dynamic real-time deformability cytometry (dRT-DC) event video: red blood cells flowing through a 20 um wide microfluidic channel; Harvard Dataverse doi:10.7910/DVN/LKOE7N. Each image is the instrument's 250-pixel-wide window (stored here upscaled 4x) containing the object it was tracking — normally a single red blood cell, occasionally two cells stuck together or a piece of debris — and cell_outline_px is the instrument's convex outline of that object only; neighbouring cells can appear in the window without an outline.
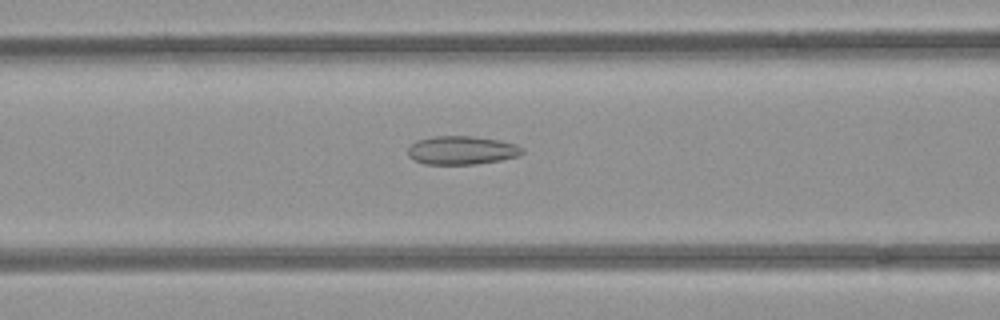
{"species": "common noctule bat (a hibernating species)", "species_latin": "Nyctalus noctula", "temperature_condition": "room temperature", "stored_images_in_passage": 53, "camera_frame_rate_fps": 3000, "um_per_image_px": 0.085, "animal": {"sex": "female", "body_mass_g": 21.9}, "frame": {"image": 1, "passage_image": 22, "time_ms": 7.0, "image_size_px": [1000, 320], "cell_outline_px": [[524, 152], [516, 156], [500, 160], [476, 164], [424, 164], [408, 156], [408, 148], [416, 140], [436, 136], [472, 136], [500, 140], [516, 144], [524, 148]], "centroid_in_image_um": [39.26, 12.77], "position_along_channel_um": 127.3, "area_um2": 18.96}}
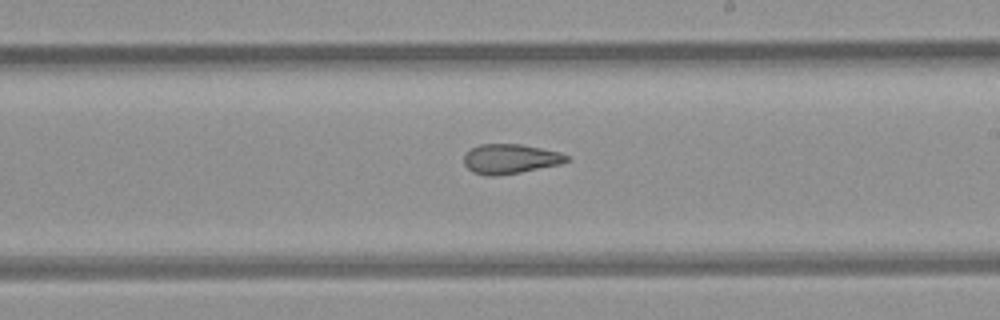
{"frame": {"image": 2, "passage_image": 31, "time_ms": 10.0, "image_size_px": [1000, 320], "cell_outline_px": [[568, 160], [560, 164], [520, 172], [492, 176], [484, 176], [472, 172], [464, 164], [464, 152], [480, 144], [520, 144], [560, 152], [568, 156]], "centroid_in_image_um": [43.32, 13.5], "position_along_channel_um": 245.7, "area_um2": 17.69}}
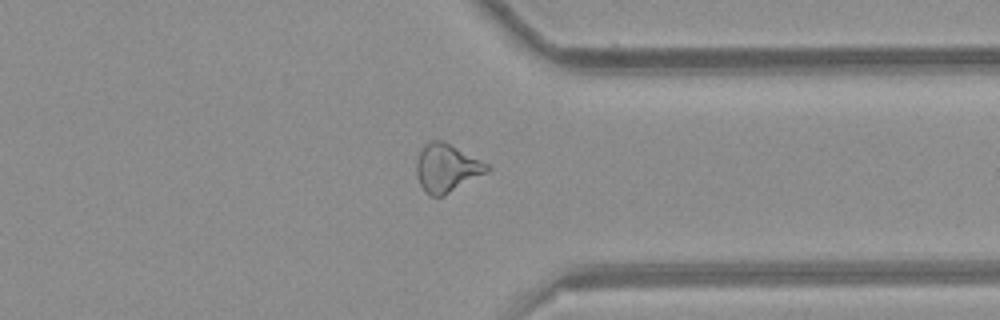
{"frame": {"image": 3, "passage_image": 41, "time_ms": 13.333, "image_size_px": [1000, 320], "cell_outline_px": [[492, 168], [488, 172], [444, 196], [432, 196], [424, 192], [420, 184], [416, 172], [416, 160], [424, 144], [428, 140], [444, 140], [488, 164]], "centroid_in_image_um": [37.97, 14.27], "position_along_channel_um": 373.4, "area_um2": 20.0}, "authors_computed_cell_mechanics": {"area_um2": 20.5768, "velocity_mm_per_s": 3.9388, "shape_relaxation_time_tau1_ms": null, "shape_relaxation_time_tau2_ms": 2.5124, "deformation_change_tau1": null, "deformation_change_tau2": 0.1124}}